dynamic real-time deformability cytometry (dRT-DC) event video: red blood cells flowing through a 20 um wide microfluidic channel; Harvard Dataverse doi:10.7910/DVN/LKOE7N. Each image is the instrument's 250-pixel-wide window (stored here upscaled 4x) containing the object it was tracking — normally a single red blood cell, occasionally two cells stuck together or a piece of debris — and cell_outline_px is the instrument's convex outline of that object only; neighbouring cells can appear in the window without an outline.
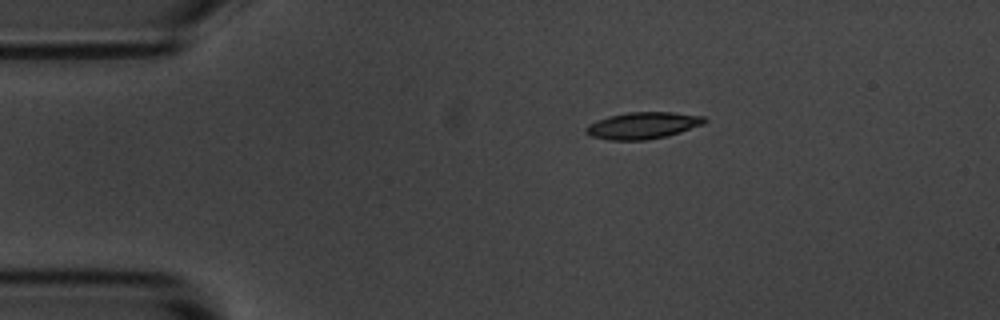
{"species": "common noctule bat (a hibernating species)", "species_latin": "Nyctalus noctula", "temperature_condition": "room temperature", "stored_images_in_passage": 7, "camera_frame_rate_fps": 3000, "um_per_image_px": 0.085, "animal": {"sex": "male", "body_mass_g": 20.1, "forearm_length_mm": 53.5}, "frame": {"image": 1, "passage_image": 1, "time_ms": 0.0, "image_size_px": [1000, 320], "cell_outline_px": [[708, 120], [704, 124], [668, 136], [648, 140], [612, 140], [592, 136], [584, 128], [588, 124], [608, 116], [628, 112], [672, 112], [704, 116]], "centroid_in_image_um": [54.68, 10.66], "position_along_channel_um": 30.3, "area_um2": 18.44}}
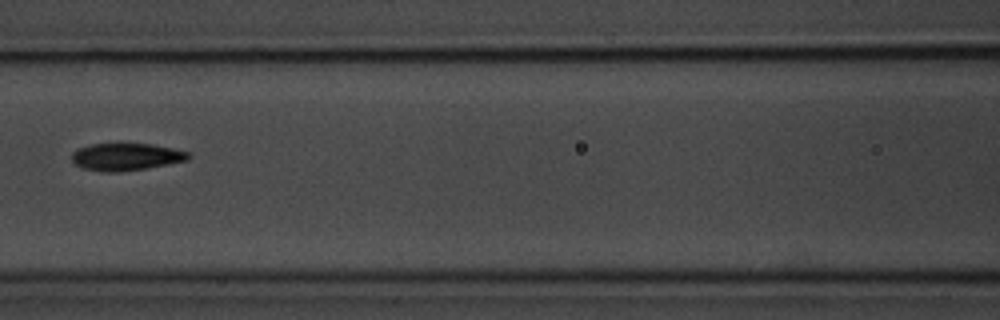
{"frame": {"image": 2, "passage_image": 5, "time_ms": 4.667, "image_size_px": [1000, 320], "cell_outline_px": [[192, 156], [188, 160], [148, 168], [116, 172], [108, 172], [84, 168], [76, 164], [72, 160], [72, 152], [76, 148], [92, 144], [152, 144], [172, 148], [188, 152]], "centroid_in_image_um": [10.73, 13.32], "position_along_channel_um": 155.9, "area_um2": 18.44}}
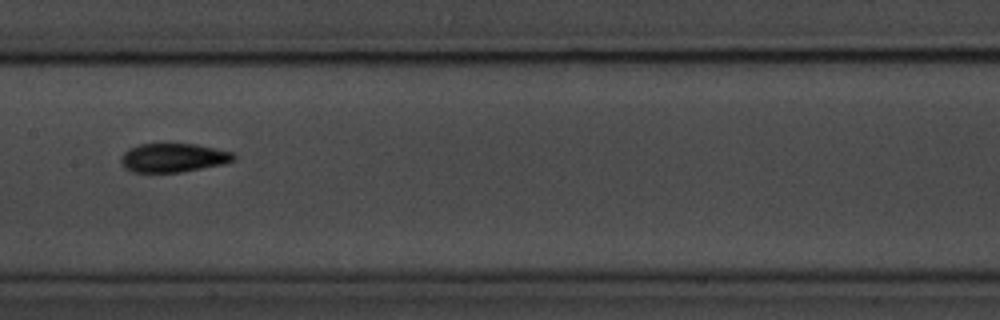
{"frame": {"image": 3, "passage_image": 6, "time_ms": 5.667, "image_size_px": [1000, 320], "cell_outline_px": [[236, 160], [224, 164], [180, 172], [132, 172], [124, 168], [120, 160], [120, 156], [128, 148], [140, 144], [196, 144], [236, 152]], "centroid_in_image_um": [14.75, 13.4], "position_along_channel_um": 192.6, "area_um2": 19.19}}